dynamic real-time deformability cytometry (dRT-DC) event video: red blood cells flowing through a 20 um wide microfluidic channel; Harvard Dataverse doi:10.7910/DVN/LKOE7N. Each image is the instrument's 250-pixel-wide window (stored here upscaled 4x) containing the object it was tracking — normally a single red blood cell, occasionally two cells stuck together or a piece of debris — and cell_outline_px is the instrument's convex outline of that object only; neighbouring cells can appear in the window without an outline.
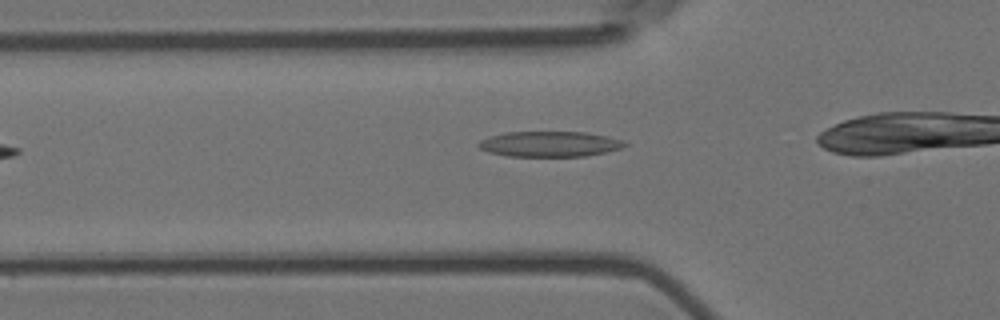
{"species": "Egyptian fruit bat (a non-hibernating species)", "species_latin": "Rousettus aegyptiacus", "temperature_condition": "room temperature", "stored_images_in_passage": 4, "camera_frame_rate_fps": 3000, "um_per_image_px": 0.085, "animal": {"sex": "female"}, "frame": {"image": 1, "passage_image": 4, "time_ms": 1.0, "image_size_px": [1000, 320], "cell_outline_px": [[628, 144], [620, 148], [604, 152], [584, 156], [508, 156], [488, 152], [480, 148], [476, 144], [480, 140], [488, 136], [504, 132], [584, 132], [608, 136], [620, 140]], "centroid_in_image_um": [46.65, 12.23], "position_along_channel_um": 79.1, "area_um2": 21.56}}